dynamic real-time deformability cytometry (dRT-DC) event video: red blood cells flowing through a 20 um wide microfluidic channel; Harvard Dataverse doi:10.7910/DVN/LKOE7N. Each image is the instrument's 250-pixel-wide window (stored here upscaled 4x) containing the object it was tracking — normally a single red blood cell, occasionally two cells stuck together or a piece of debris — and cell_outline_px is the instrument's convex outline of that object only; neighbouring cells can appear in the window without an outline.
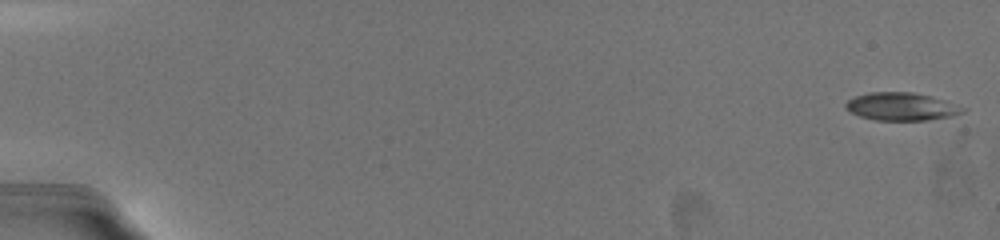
{"species": "common noctule bat (a hibernating species)", "species_latin": "Nyctalus noctula", "temperature_condition": "warm", "stored_images_in_passage": 31, "camera_frame_rate_fps": 3000, "um_per_image_px": 0.085, "animal": {"sex": "female", "body_mass_g": 19.5, "forearm_length_mm": 54.1}, "frame": {"image": 1, "passage_image": 1, "time_ms": 0.0, "image_size_px": [1000, 240], "cell_outline_px": [[968, 108], [964, 112], [952, 116], [928, 120], [876, 120], [860, 116], [852, 112], [844, 104], [848, 100], [856, 96], [868, 92], [912, 92], [932, 96]], "centroid_in_image_um": [76.67, 9.05], "position_along_channel_um": 8.3, "area_um2": 18.96}}